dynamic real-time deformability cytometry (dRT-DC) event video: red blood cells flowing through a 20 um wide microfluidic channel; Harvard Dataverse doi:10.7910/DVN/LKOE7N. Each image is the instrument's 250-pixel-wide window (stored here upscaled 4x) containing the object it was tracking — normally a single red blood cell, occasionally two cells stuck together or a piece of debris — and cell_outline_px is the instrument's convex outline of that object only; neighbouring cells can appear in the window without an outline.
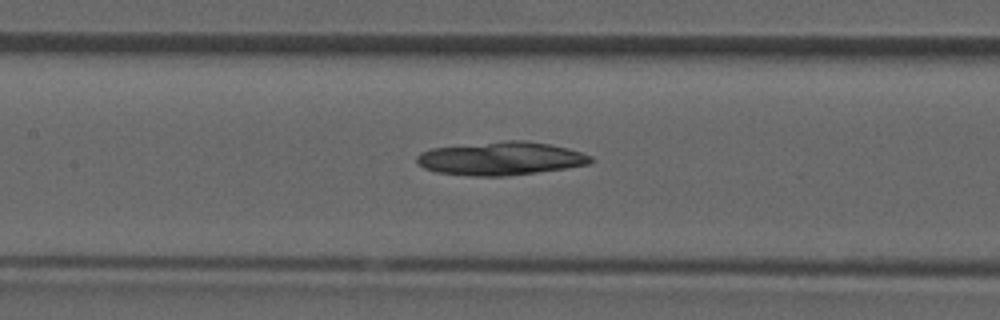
{"species": "common noctule bat (a hibernating species)", "species_latin": "Nyctalus noctula", "temperature_condition": "room temperature", "stored_images_in_passage": 35, "camera_frame_rate_fps": 3000, "um_per_image_px": 0.085, "animal": {"sex": "male", "forearm_length_mm": 52.5}, "frame": {"image": 1, "passage_image": 15, "time_ms": 4.667, "image_size_px": [1000, 320], "cell_outline_px": [[596, 160], [592, 164], [536, 172], [504, 176], [472, 176], [436, 172], [424, 168], [416, 164], [416, 156], [420, 152], [432, 148], [504, 140], [524, 140], [552, 144], [568, 148], [592, 156]], "centroid_in_image_um": [42.58, 13.46], "position_along_channel_um": 164.8, "area_um2": 34.04}}